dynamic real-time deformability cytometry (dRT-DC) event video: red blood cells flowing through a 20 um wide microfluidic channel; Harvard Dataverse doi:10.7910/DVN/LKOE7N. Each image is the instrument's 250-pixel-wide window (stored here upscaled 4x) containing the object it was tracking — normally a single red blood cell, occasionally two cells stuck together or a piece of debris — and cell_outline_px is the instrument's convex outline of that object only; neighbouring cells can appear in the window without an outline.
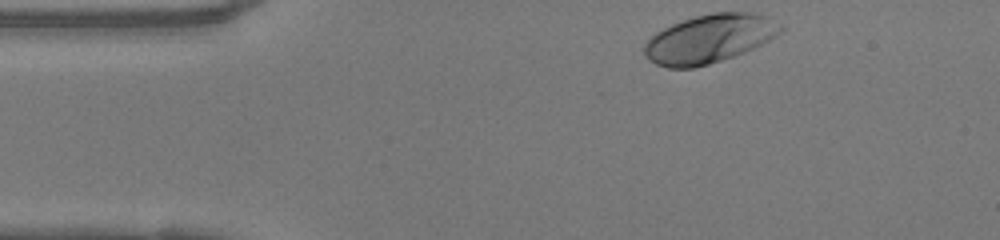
{"species": "human", "species_latin": "Homo sapiens", "temperature_condition": "warm", "stored_images_in_passage": 43, "camera_frame_rate_fps": 3000, "um_per_image_px": 0.085, "donor": {"sex": "female"}, "frame": {"image": 1, "passage_image": 1, "time_ms": 0.0, "image_size_px": [1000, 240], "cell_outline_px": [[784, 28], [776, 36], [744, 52], [708, 64], [692, 68], [668, 68], [656, 64], [648, 60], [644, 56], [644, 44], [656, 32], [680, 20], [712, 12], [756, 12], [768, 16], [784, 24]], "centroid_in_image_um": [60.31, 3.27], "position_along_channel_um": 24.7, "area_um2": 38.67}}
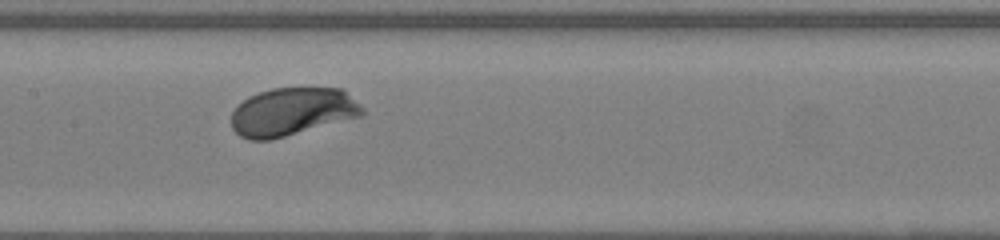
{"frame": {"image": 2, "passage_image": 17, "time_ms": 5.333, "image_size_px": [1000, 240], "cell_outline_px": [[364, 116], [272, 140], [248, 140], [240, 136], [232, 128], [232, 112], [248, 96], [272, 88], [344, 88], [364, 108]], "centroid_in_image_um": [24.89, 9.51], "position_along_channel_um": 182.5, "area_um2": 37.05}}
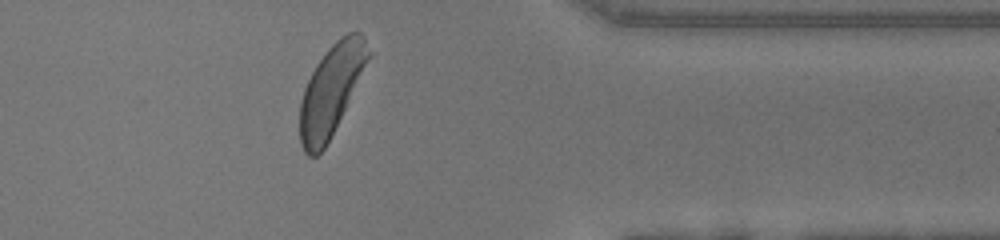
{"frame": {"image": 3, "passage_image": 33, "time_ms": 10.667, "image_size_px": [1000, 240], "cell_outline_px": [[376, 52], [324, 148], [316, 156], [308, 156], [304, 152], [300, 144], [300, 104], [304, 88], [316, 64], [328, 48], [340, 36], [348, 32], [360, 32], [364, 36]], "centroid_in_image_um": [28.23, 7.58], "position_along_channel_um": 383.2, "area_um2": 36.7}, "authors_computed_cell_mechanics": {"area_um2": 37.0498, "velocity_mm_per_s": 4.0777, "shape_relaxation_time_tau1_ms": 1.1659, "shape_relaxation_time_tau2_ms": 2.0874, "deformation_change_tau1": 0.1174, "deformation_change_tau2": 0.0585}}